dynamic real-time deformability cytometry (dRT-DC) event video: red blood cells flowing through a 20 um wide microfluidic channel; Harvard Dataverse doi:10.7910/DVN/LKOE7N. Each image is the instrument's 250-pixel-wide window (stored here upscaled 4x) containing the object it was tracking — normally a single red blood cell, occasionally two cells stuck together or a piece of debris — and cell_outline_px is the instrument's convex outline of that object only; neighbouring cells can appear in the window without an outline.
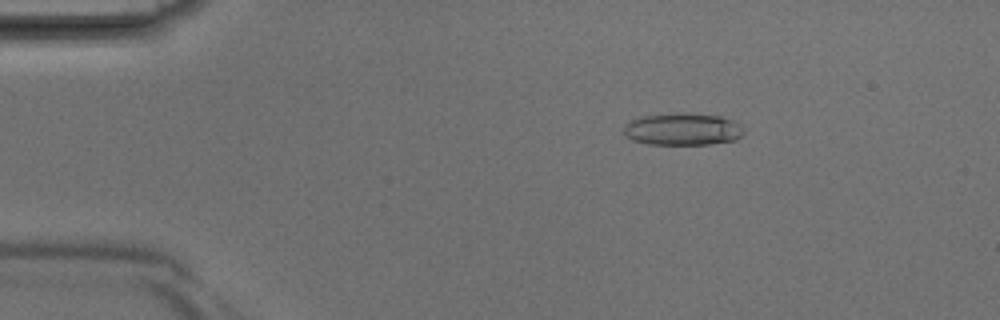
{"species": "Egyptian fruit bat (a non-hibernating species)", "species_latin": "Rousettus aegyptiacus", "temperature_condition": "room temperature", "stored_images_in_passage": 41, "camera_frame_rate_fps": 3000, "um_per_image_px": 0.085, "animal": {"sex": "male"}, "frame": {"image": 1, "passage_image": 7, "time_ms": 2.0, "image_size_px": [1000, 320], "cell_outline_px": [[744, 132], [736, 140], [708, 144], [648, 144], [632, 140], [624, 132], [624, 124], [640, 116], [684, 112], [720, 116], [732, 120]], "centroid_in_image_um": [57.99, 10.97], "position_along_channel_um": 27.0, "area_um2": 22.37}}
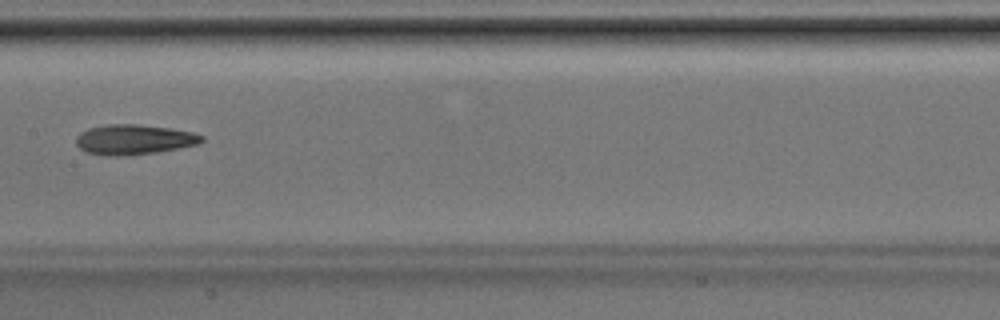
{"frame": {"image": 2, "passage_image": 21, "time_ms": 6.667, "image_size_px": [1000, 320], "cell_outline_px": [[204, 140], [200, 144], [156, 152], [124, 156], [104, 156], [84, 152], [76, 144], [76, 136], [80, 132], [88, 128], [108, 124], [136, 124], [172, 128], [192, 132], [204, 136]], "centroid_in_image_um": [11.37, 11.86], "position_along_channel_um": 196.0, "area_um2": 22.25}}
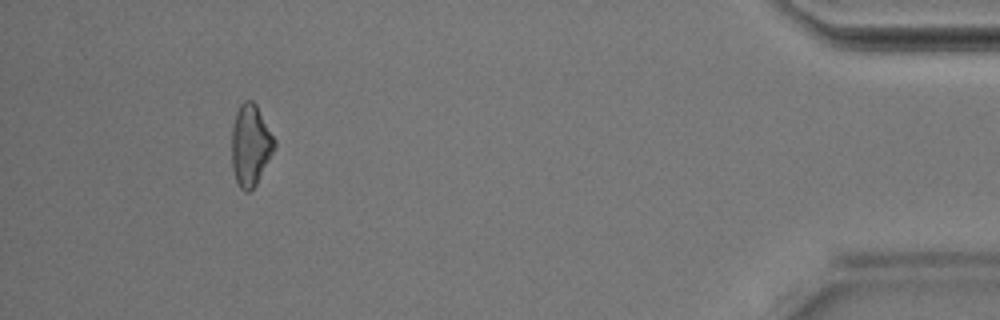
{"frame": {"image": 3, "passage_image": 38, "time_ms": 12.333, "image_size_px": [1000, 320], "cell_outline_px": [[276, 148], [256, 184], [248, 192], [244, 192], [240, 188], [236, 180], [232, 168], [232, 128], [236, 112], [240, 104], [244, 100], [252, 100], [256, 104], [276, 140]], "centroid_in_image_um": [21.3, 12.33], "position_along_channel_um": 413.9, "area_um2": 20.35}}